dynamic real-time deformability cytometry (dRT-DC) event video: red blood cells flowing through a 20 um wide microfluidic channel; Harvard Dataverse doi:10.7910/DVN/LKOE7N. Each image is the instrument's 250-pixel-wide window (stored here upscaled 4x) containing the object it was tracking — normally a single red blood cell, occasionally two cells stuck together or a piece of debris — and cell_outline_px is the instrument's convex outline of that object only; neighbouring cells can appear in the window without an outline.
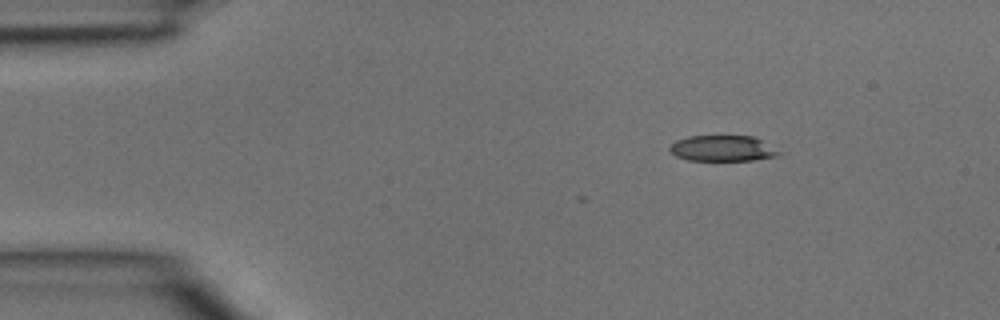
{"species": "common noctule bat (a hibernating species)", "species_latin": "Nyctalus noctula", "temperature_condition": "room temperature", "stored_images_in_passage": 4, "camera_frame_rate_fps": 3000, "um_per_image_px": 0.085, "animal": {"sex": "male", "body_mass_g": 15.6}, "frame": {"image": 1, "passage_image": 1, "time_ms": 0.0, "image_size_px": [1000, 320], "cell_outline_px": [[784, 152], [776, 156], [752, 160], [688, 160], [676, 156], [668, 148], [676, 140], [688, 136], [752, 136]], "centroid_in_image_um": [61.43, 12.61], "position_along_channel_um": 23.6, "area_um2": 16.3}}
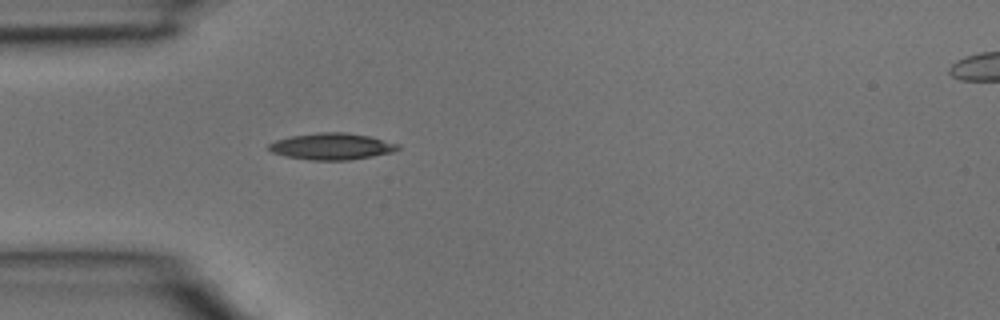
{"frame": {"image": 2, "passage_image": 3, "time_ms": 0.667, "image_size_px": [1000, 320], "cell_outline_px": [[400, 148], [392, 152], [372, 156], [348, 160], [312, 160], [288, 156], [272, 152], [268, 148], [268, 144], [276, 140], [292, 136], [320, 132], [344, 132], [368, 136], [400, 144]], "centroid_in_image_um": [28.21, 12.44], "position_along_channel_um": 56.8, "area_um2": 19.71}}